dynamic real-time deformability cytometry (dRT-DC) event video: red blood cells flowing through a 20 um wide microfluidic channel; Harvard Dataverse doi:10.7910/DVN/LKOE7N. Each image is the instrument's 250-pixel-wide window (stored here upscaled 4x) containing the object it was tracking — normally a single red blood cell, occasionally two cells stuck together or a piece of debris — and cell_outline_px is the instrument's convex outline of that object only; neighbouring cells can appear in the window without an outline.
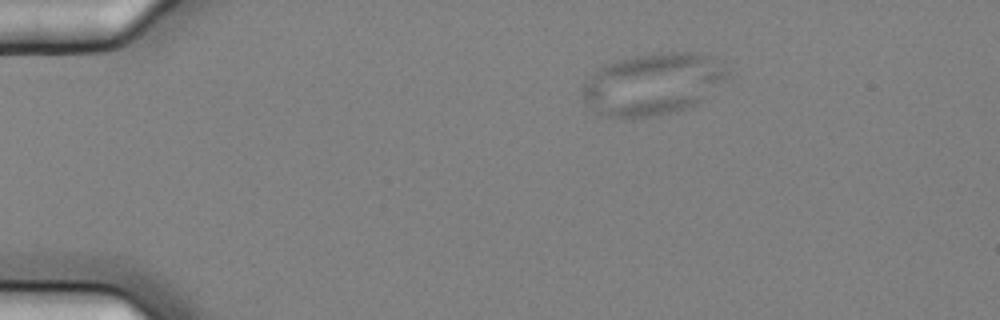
{"species": "common noctule bat (a hibernating species)", "species_latin": "Nyctalus noctula", "temperature_condition": "cold", "stored_images_in_passage": 4, "camera_frame_rate_fps": 3000, "um_per_image_px": 0.085, "animal": {"sex": "female", "body_mass_g": 25.1}, "frame": {"image": 1, "passage_image": 2, "time_ms": 0.333, "image_size_px": [1000, 320], "cell_outline_px": [[728, 76], [692, 104], [684, 108], [652, 116], [604, 116], [596, 112], [584, 96], [584, 84], [604, 64], [616, 60], [632, 56], [668, 52], [692, 52], [708, 56], [728, 72]], "centroid_in_image_um": [55.43, 7.11], "position_along_channel_um": 29.6, "area_um2": 49.94}}